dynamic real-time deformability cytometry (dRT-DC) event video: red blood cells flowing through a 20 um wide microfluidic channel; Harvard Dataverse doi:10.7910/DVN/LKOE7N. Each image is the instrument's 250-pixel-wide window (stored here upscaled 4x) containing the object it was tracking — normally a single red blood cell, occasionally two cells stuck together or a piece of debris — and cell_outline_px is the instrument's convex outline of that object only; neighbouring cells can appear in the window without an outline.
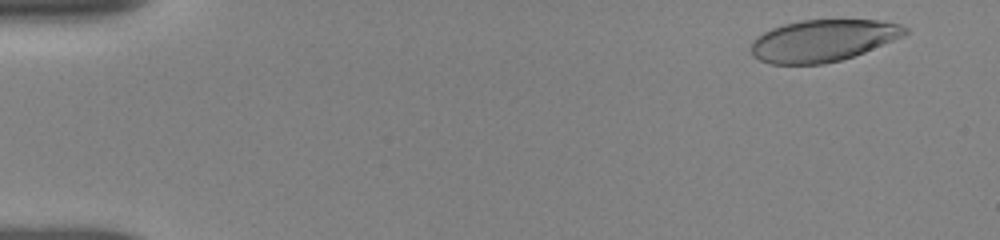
{"species": "human", "species_latin": "Homo sapiens", "temperature_condition": "room temperature", "stored_images_in_passage": 22, "camera_frame_rate_fps": 3000, "um_per_image_px": 0.085, "donor": {"sex": "female"}, "frame": {"image": 1, "passage_image": 1, "time_ms": 0.0, "image_size_px": [1000, 240], "cell_outline_px": [[908, 32], [904, 36], [864, 52], [840, 60], [824, 64], [772, 64], [760, 60], [752, 56], [752, 44], [764, 32], [772, 28], [784, 24], [800, 20], [880, 20], [900, 24], [908, 28]], "centroid_in_image_um": [69.98, 3.44], "position_along_channel_um": 15.0, "area_um2": 37.28}}
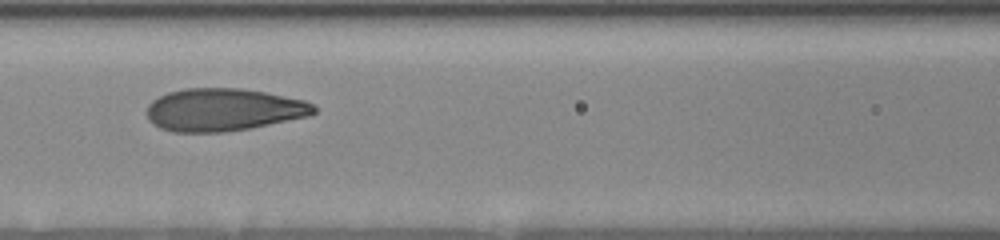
{"frame": {"image": 2, "passage_image": 13, "time_ms": 6.667, "image_size_px": [1000, 240], "cell_outline_px": [[316, 112], [308, 116], [248, 128], [224, 132], [172, 132], [160, 128], [152, 124], [148, 120], [148, 104], [152, 100], [168, 92], [184, 88], [240, 88], [264, 92], [304, 100], [312, 104], [316, 108]], "centroid_in_image_um": [18.95, 9.32], "position_along_channel_um": 147.7, "area_um2": 41.33}}
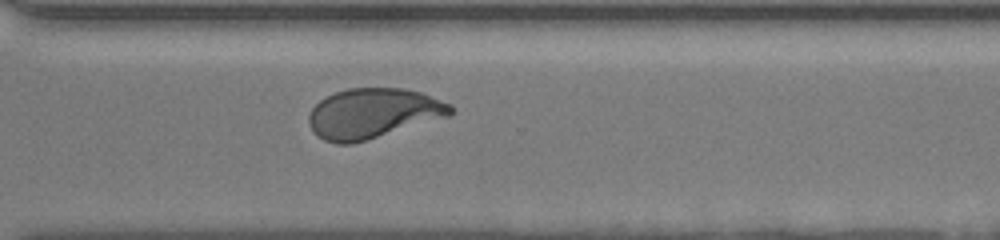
{"frame": {"image": 3, "passage_image": 22, "time_ms": 11.667, "image_size_px": [1000, 240], "cell_outline_px": [[456, 112], [452, 116], [352, 144], [336, 144], [324, 140], [316, 136], [308, 120], [308, 116], [312, 108], [320, 100], [336, 92], [348, 88], [404, 88], [420, 92], [452, 104]], "centroid_in_image_um": [31.76, 9.64], "position_along_channel_um": 338.8, "area_um2": 41.62}}